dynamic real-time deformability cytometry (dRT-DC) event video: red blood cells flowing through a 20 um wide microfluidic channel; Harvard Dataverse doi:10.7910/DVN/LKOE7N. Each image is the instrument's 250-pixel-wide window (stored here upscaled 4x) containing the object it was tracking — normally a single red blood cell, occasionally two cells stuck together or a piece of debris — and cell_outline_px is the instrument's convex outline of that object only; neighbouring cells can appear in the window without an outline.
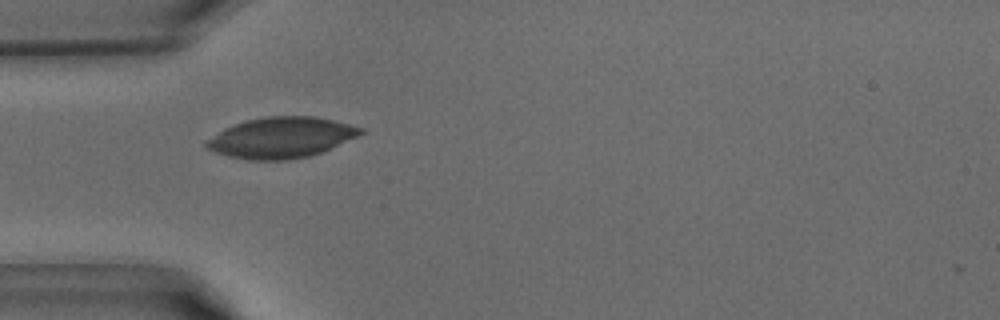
{"species": "common noctule bat (a hibernating species)", "species_latin": "Nyctalus noctula", "temperature_condition": "warm", "stored_images_in_passage": 27, "camera_frame_rate_fps": 3000, "um_per_image_px": 0.085, "animal": {"sex": "male", "body_mass_g": 15.6}, "frame": {"image": 1, "passage_image": 1, "time_ms": 0.0, "image_size_px": [1000, 320], "cell_outline_px": [[364, 132], [356, 136], [320, 152], [308, 156], [288, 160], [248, 160], [228, 156], [216, 152], [208, 148], [204, 144], [204, 140], [224, 128], [248, 120], [268, 116], [312, 116], [332, 120], [364, 128]], "centroid_in_image_um": [23.85, 11.7], "position_along_channel_um": 61.2, "area_um2": 36.18}}
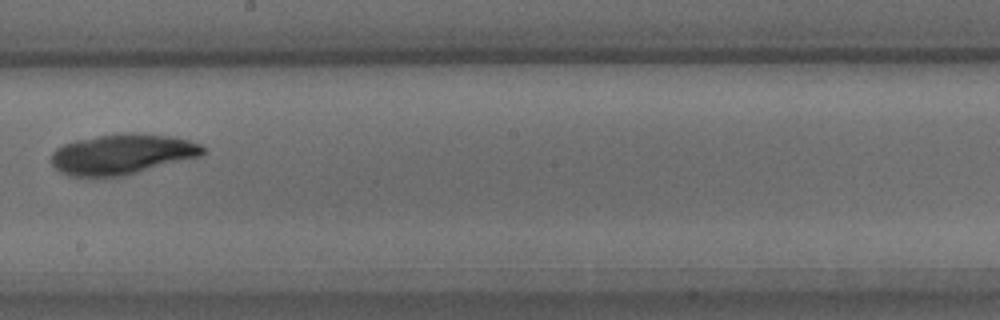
{"frame": {"image": 2, "passage_image": 12, "time_ms": 3.667, "image_size_px": [1000, 320], "cell_outline_px": [[204, 152], [200, 156], [128, 176], [68, 176], [60, 172], [52, 164], [52, 152], [56, 148], [64, 144], [76, 140], [96, 136], [128, 132], [136, 132], [172, 136], [188, 140], [200, 144], [204, 148]], "centroid_in_image_um": [10.39, 13.11], "position_along_channel_um": 237.8, "area_um2": 35.89}}
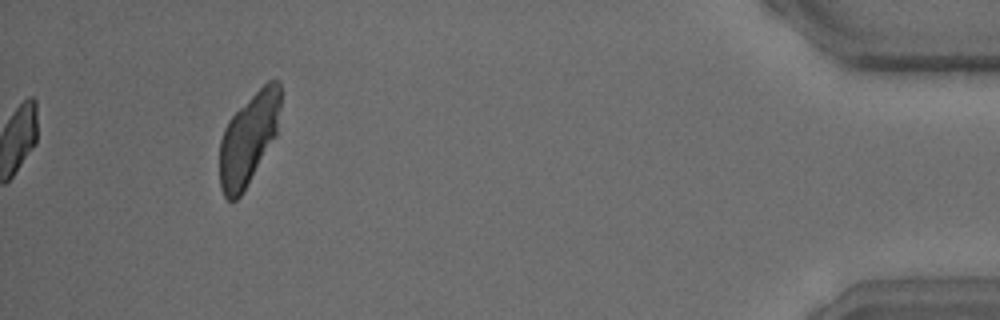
{"frame": {"image": 3, "passage_image": 27, "time_ms": 8.667, "image_size_px": [1000, 320], "cell_outline_px": [[280, 108], [276, 136], [240, 196], [236, 200], [228, 200], [224, 196], [220, 188], [220, 140], [224, 128], [228, 120], [268, 80], [280, 80]], "centroid_in_image_um": [21.12, 11.8], "position_along_channel_um": 414.1, "area_um2": 31.96}}